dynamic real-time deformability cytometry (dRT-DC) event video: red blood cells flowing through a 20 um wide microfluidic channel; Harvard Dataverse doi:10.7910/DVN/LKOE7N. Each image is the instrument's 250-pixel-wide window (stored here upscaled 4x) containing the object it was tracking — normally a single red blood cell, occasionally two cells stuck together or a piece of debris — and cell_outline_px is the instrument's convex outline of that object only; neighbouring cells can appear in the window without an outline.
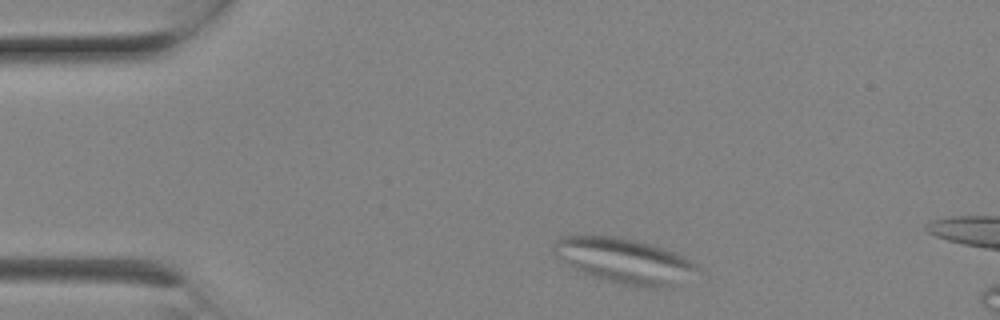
{"species": "Egyptian fruit bat (a non-hibernating species)", "species_latin": "Rousettus aegyptiacus", "temperature_condition": "room temperature", "stored_images_in_passage": 3, "camera_frame_rate_fps": 3000, "um_per_image_px": 0.085, "animal": {"sex": "female"}, "frame": {"image": 1, "passage_image": 1, "time_ms": 0.0, "image_size_px": [1000, 320], "cell_outline_px": [[700, 268], [672, 284], [656, 288], [636, 288], [608, 280], [572, 268], [556, 256], [552, 248], [556, 240], [560, 236], [616, 236], [636, 240], [652, 244], [676, 252], [684, 256], [696, 264]], "centroid_in_image_um": [53.03, 22.14], "position_along_channel_um": 32.0, "area_um2": 37.11}}